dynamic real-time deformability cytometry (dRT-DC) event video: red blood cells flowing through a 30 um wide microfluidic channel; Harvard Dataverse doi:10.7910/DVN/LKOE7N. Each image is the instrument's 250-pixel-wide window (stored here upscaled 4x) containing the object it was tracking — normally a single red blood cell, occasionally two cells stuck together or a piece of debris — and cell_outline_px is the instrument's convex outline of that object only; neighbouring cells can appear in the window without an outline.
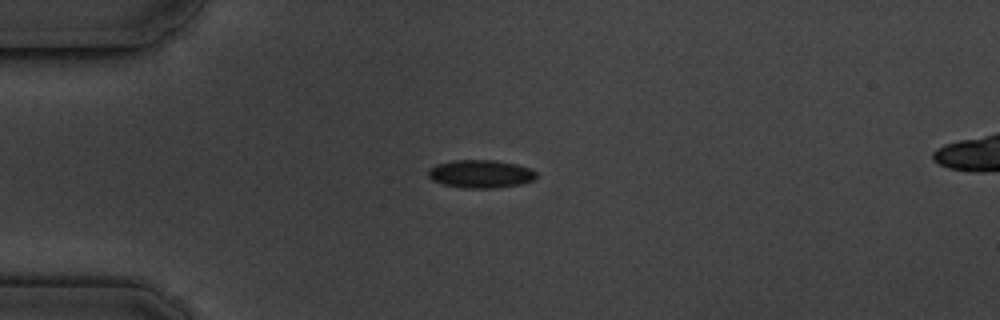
{"species": "common noctule bat (a hibernating species)", "species_latin": "Nyctalus noctula", "temperature_condition": "cold", "stored_images_in_passage": 14, "camera_frame_rate_fps": 3000, "um_per_image_px": 0.085, "animal": {"sex": "male", "body_mass_g": 19.5, "forearm_length_mm": 54.6}, "frame": {"image": 1, "passage_image": 3, "time_ms": 3.0, "image_size_px": [1000, 320], "cell_outline_px": [[536, 180], [524, 184], [496, 188], [460, 188], [440, 184], [432, 180], [428, 176], [428, 168], [436, 164], [456, 160], [492, 160], [516, 164], [532, 168], [536, 172]], "centroid_in_image_um": [40.87, 14.8], "position_along_channel_um": 44.1, "area_um2": 18.03}}
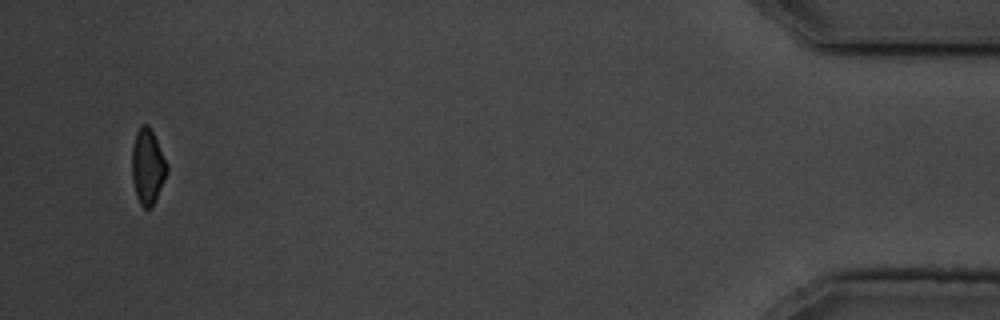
{"frame": {"image": 2, "passage_image": 14, "time_ms": 16.667, "image_size_px": [1000, 320], "cell_outline_px": [[168, 172], [152, 208], [144, 208], [140, 204], [136, 196], [132, 180], [132, 144], [136, 132], [140, 124], [148, 124], [168, 164]], "centroid_in_image_um": [12.54, 14.16], "position_along_channel_um": 422.7, "area_um2": 15.49}, "authors_computed_cell_mechanics": {"area_um2": 17.34, "velocity_mm_per_s": 3.4964, "shape_relaxation_time_tau1_ms": 2.4744, "shape_relaxation_time_tau2_ms": null, "deformation_change_tau1": 0.0876, "deformation_change_tau2": null}}